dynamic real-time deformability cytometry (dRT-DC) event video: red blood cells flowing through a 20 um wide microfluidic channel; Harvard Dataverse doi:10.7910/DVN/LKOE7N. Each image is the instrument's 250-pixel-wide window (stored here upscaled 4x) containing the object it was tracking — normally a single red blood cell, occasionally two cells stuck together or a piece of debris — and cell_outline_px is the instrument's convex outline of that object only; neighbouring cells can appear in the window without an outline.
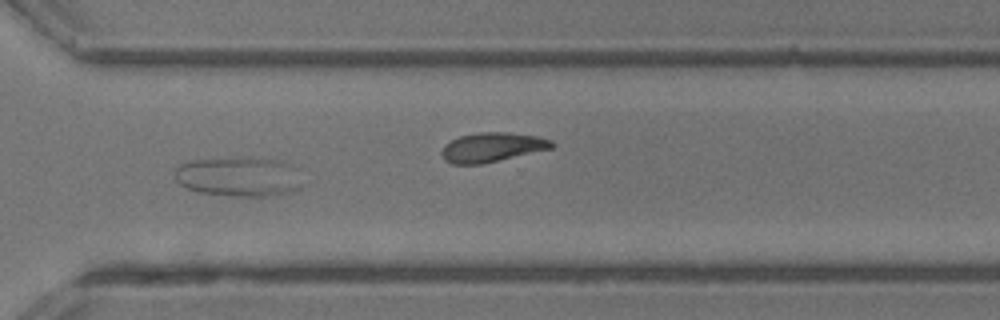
{"species": "common noctule bat (a hibernating species)", "species_latin": "Nyctalus noctula", "temperature_condition": "room temperature", "stored_images_in_passage": 28, "camera_frame_rate_fps": 3000, "um_per_image_px": 0.085, "animal": {"sex": "male", "body_mass_g": 13.3}, "frame": {"image": 1, "passage_image": 20, "time_ms": 6.333, "image_size_px": [1000, 320], "cell_outline_px": [[308, 184], [292, 192], [272, 196], [228, 196], [200, 192], [188, 188], [180, 184], [176, 180], [176, 168], [180, 164], [192, 160], [252, 156], [284, 160], [292, 164]], "centroid_in_image_um": [20.43, 15.0], "position_along_channel_um": 350.2, "area_um2": 30.46}}